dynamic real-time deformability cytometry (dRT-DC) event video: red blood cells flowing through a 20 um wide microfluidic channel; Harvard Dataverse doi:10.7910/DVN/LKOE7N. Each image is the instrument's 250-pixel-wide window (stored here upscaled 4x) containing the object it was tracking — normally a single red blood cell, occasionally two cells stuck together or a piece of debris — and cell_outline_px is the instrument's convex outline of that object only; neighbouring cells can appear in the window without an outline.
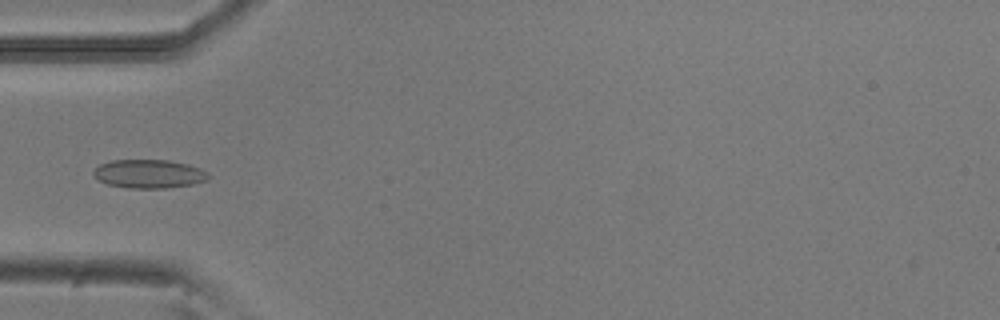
{"species": "common noctule bat (a hibernating species)", "species_latin": "Nyctalus noctula", "temperature_condition": "room temperature", "stored_images_in_passage": 3, "camera_frame_rate_fps": 3000, "um_per_image_px": 0.085, "animal": {"sex": "male", "body_mass_g": 20.5, "forearm_length_mm": 52.5}, "frame": {"image": 1, "passage_image": 3, "time_ms": 0.667, "image_size_px": [1000, 320], "cell_outline_px": [[212, 176], [208, 180], [192, 184], [168, 188], [128, 188], [108, 184], [100, 180], [92, 172], [100, 164], [112, 160], [168, 160], [188, 164], [200, 168], [208, 172]], "centroid_in_image_um": [12.72, 14.77], "position_along_channel_um": 72.3, "area_um2": 19.19}}